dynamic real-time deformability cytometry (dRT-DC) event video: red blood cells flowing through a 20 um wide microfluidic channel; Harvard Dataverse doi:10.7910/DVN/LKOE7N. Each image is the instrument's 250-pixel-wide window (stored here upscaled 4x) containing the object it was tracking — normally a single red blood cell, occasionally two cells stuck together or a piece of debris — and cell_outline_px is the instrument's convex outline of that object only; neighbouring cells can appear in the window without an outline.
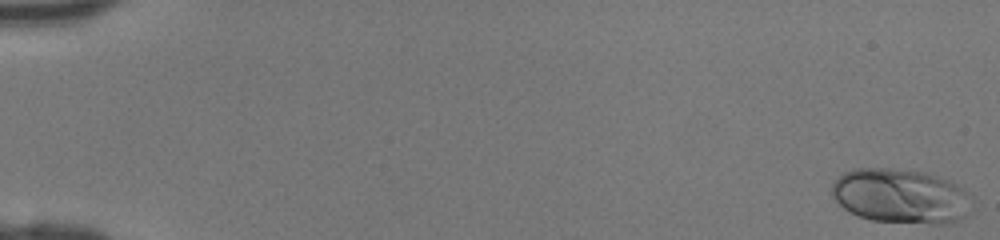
{"species": "human", "species_latin": "Homo sapiens", "temperature_condition": "room temperature", "stored_images_in_passage": 46, "camera_frame_rate_fps": 3000, "um_per_image_px": 0.085, "donor": {"sex": "female"}, "frame": {"image": 1, "passage_image": 1, "time_ms": 0.0, "image_size_px": [1000, 240], "cell_outline_px": [[964, 216], [960, 220], [948, 224], [932, 224], [872, 220], [860, 216], [844, 208], [832, 196], [832, 180], [844, 172], [856, 168], [888, 168], [924, 172], [948, 180], [956, 184], [964, 192]], "centroid_in_image_um": [76.44, 16.66], "position_along_channel_um": 8.6, "area_um2": 43.64}}
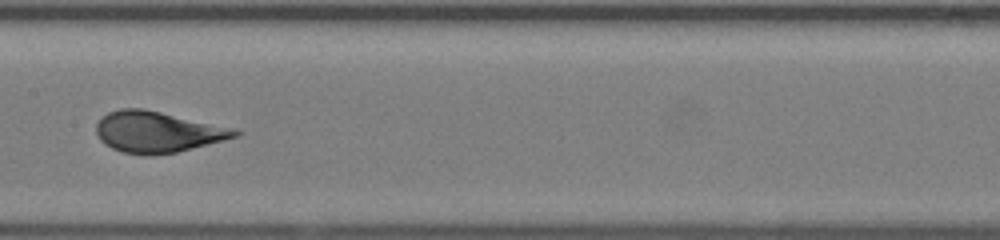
{"frame": {"image": 2, "passage_image": 25, "time_ms": 8.0, "image_size_px": [1000, 240], "cell_outline_px": [[244, 132], [240, 136], [176, 152], [148, 156], [124, 152], [112, 148], [104, 144], [100, 140], [96, 132], [96, 124], [108, 112], [120, 108], [144, 108], [236, 128]], "centroid_in_image_um": [13.42, 11.21], "position_along_channel_um": 194.0, "area_um2": 33.35}}
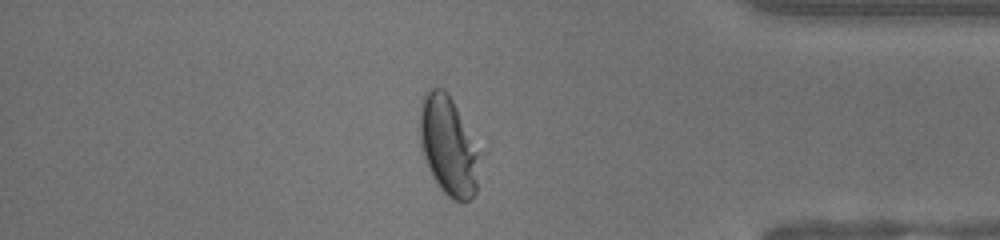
{"frame": {"image": 3, "passage_image": 40, "time_ms": 13.0, "image_size_px": [1000, 240], "cell_outline_px": [[476, 192], [472, 200], [452, 200], [440, 188], [432, 176], [424, 156], [420, 140], [420, 100], [428, 88], [444, 88], [448, 92], [456, 108], [476, 152]], "centroid_in_image_um": [38.02, 12.38], "position_along_channel_um": 397.2, "area_um2": 33.0}}